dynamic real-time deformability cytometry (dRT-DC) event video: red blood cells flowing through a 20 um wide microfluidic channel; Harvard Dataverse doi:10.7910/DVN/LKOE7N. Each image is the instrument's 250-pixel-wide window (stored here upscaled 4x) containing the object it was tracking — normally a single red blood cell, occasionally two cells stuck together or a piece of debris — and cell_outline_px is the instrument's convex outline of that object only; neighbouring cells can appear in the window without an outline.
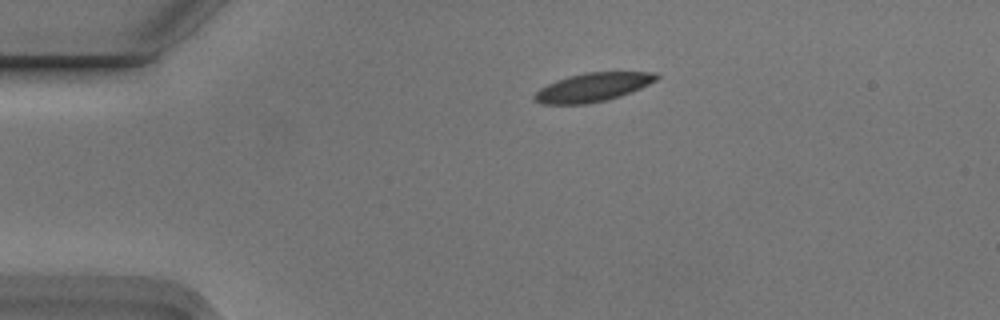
{"species": "Egyptian fruit bat (a non-hibernating species)", "species_latin": "Rousettus aegyptiacus", "temperature_condition": "cold", "stored_images_in_passage": 4, "camera_frame_rate_fps": 3000, "um_per_image_px": 0.085, "animal": {"sex": "male"}, "frame": {"image": 1, "passage_image": 4, "time_ms": 1.0, "image_size_px": [1000, 320], "cell_outline_px": [[660, 76], [656, 80], [640, 88], [620, 96], [604, 100], [584, 104], [540, 104], [532, 96], [540, 88], [556, 80], [568, 76], [584, 72], [656, 72]], "centroid_in_image_um": [50.37, 7.41], "position_along_channel_um": 34.6, "area_um2": 20.23}}